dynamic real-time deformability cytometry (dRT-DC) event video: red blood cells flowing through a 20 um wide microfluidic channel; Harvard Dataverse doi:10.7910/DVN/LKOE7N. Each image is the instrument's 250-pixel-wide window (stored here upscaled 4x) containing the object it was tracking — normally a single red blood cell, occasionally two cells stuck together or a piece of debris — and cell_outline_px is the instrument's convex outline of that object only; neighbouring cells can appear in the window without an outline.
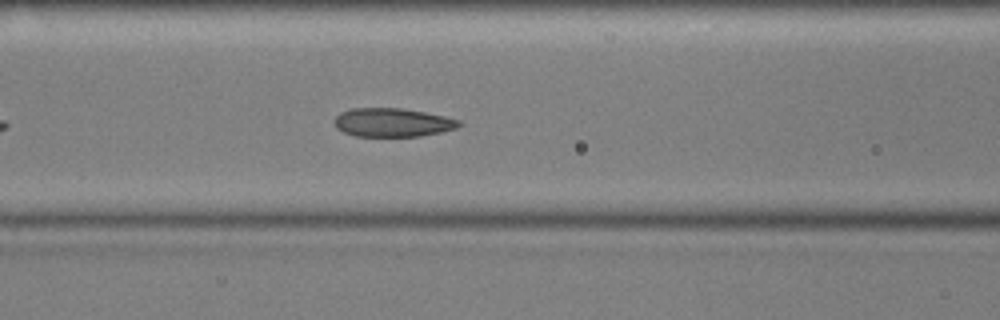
{"species": "common noctule bat (a hibernating species)", "species_latin": "Nyctalus noctula", "temperature_condition": "cold", "stored_images_in_passage": 38, "camera_frame_rate_fps": 3000, "um_per_image_px": 0.085, "animal": {"sex": "male", "body_mass_g": 17.9, "forearm_length_mm": 54.2}, "frame": {"image": 1, "passage_image": 12, "time_ms": 3.667, "image_size_px": [1000, 320], "cell_outline_px": [[464, 124], [456, 128], [440, 132], [420, 136], [356, 136], [344, 132], [336, 128], [336, 116], [340, 112], [352, 108], [400, 108], [424, 112], [444, 116], [460, 120]], "centroid_in_image_um": [33.38, 10.41], "position_along_channel_um": 133.2, "area_um2": 20.69}}
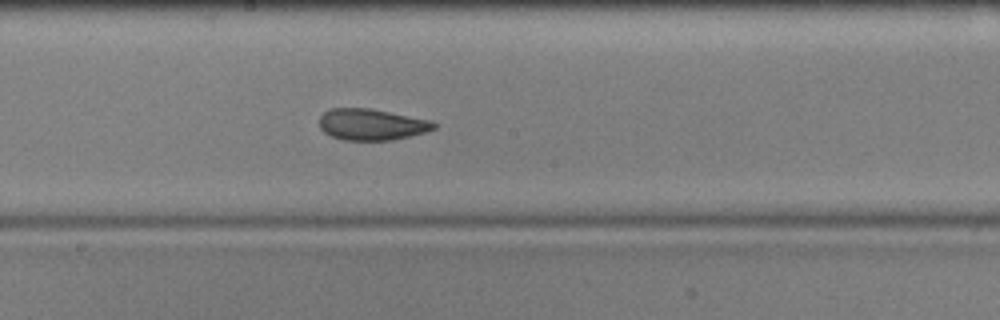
{"frame": {"image": 2, "passage_image": 19, "time_ms": 6.0, "image_size_px": [1000, 320], "cell_outline_px": [[436, 128], [424, 132], [392, 140], [344, 140], [332, 136], [324, 132], [320, 128], [320, 116], [328, 108], [372, 108], [432, 120], [436, 124]], "centroid_in_image_um": [31.58, 10.56], "position_along_channel_um": 216.6, "area_um2": 20.98}}
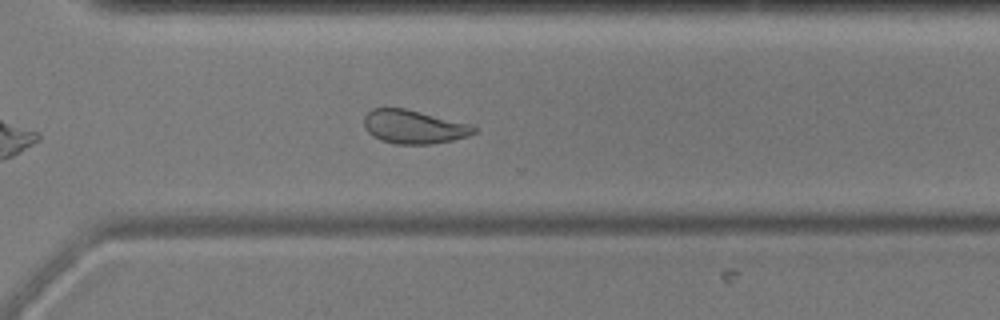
{"frame": {"image": 3, "passage_image": 29, "time_ms": 9.333, "image_size_px": [1000, 320], "cell_outline_px": [[476, 132], [468, 136], [452, 140], [432, 144], [396, 144], [380, 140], [372, 136], [364, 128], [364, 116], [372, 108], [404, 108], [468, 124], [476, 128]], "centroid_in_image_um": [35.12, 10.79], "position_along_channel_um": 335.5, "area_um2": 21.33}, "authors_computed_cell_mechanics": {"area_um2": 21.3571, "velocity_mm_per_s": 3.5718, "shape_relaxation_time_tau1_ms": 8.8318, "shape_relaxation_time_tau2_ms": 2.2109, "deformation_change_tau1": 0.1625, "deformation_change_tau2": 0.0777}}